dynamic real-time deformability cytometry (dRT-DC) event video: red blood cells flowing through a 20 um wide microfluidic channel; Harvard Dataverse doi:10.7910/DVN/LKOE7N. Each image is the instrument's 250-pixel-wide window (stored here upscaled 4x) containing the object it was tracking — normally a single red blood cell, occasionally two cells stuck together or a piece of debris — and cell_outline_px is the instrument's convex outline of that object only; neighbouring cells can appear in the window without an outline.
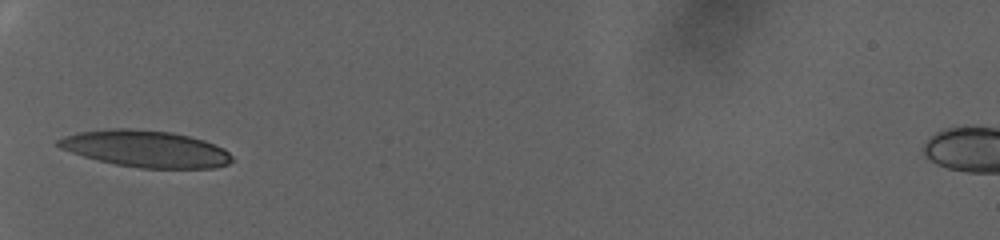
{"species": "human", "species_latin": "Homo sapiens", "temperature_condition": "warm", "stored_images_in_passage": 50, "camera_frame_rate_fps": 3000, "um_per_image_px": 0.085, "donor": {"sex": "female"}, "frame": {"image": 1, "passage_image": 1, "time_ms": 0.0, "image_size_px": [1000, 240], "cell_outline_px": [[236, 160], [228, 164], [212, 168], [140, 168], [116, 164], [84, 156], [60, 148], [56, 144], [56, 140], [64, 136], [76, 132], [112, 128], [128, 128], [172, 132], [204, 140], [224, 148]], "centroid_in_image_um": [12.4, 12.64], "position_along_channel_um": 72.6, "area_um2": 37.17}}
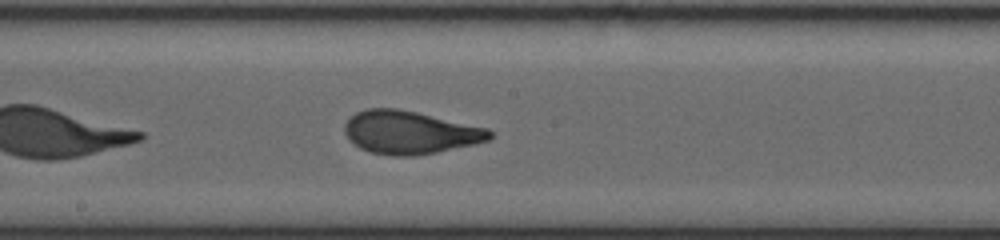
{"frame": {"image": 2, "passage_image": 18, "time_ms": 5.667, "image_size_px": [1000, 240], "cell_outline_px": [[492, 136], [488, 140], [476, 144], [416, 156], [392, 156], [372, 152], [360, 148], [352, 144], [348, 140], [344, 132], [344, 124], [348, 116], [356, 112], [368, 108], [396, 108], [416, 112], [488, 128], [492, 132]], "centroid_in_image_um": [34.79, 11.26], "position_along_channel_um": 213.4, "area_um2": 36.59}}
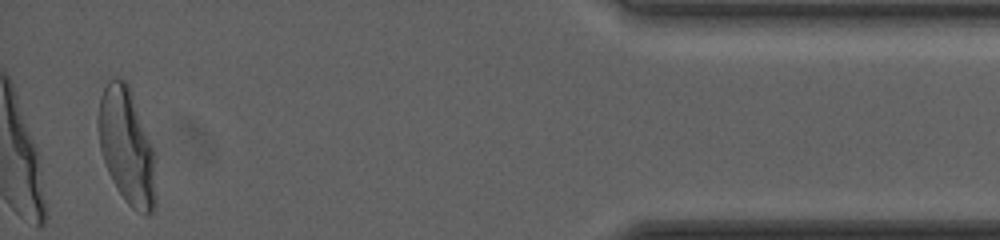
{"frame": {"image": 3, "passage_image": 48, "time_ms": 15.667, "image_size_px": [1000, 240], "cell_outline_px": [[156, 208], [152, 212], [144, 216], [132, 208], [124, 200], [112, 180], [108, 172], [100, 148], [100, 96], [108, 80], [116, 76], [124, 80], [128, 84], [152, 148], [156, 200]], "centroid_in_image_um": [10.78, 12.5], "position_along_channel_um": 424.4, "area_um2": 37.8}, "authors_computed_cell_mechanics": {"area_um2": 35.9805, "velocity_mm_per_s": 2.6246, "shape_relaxation_time_tau1_ms": 8.1961, "shape_relaxation_time_tau2_ms": null, "deformation_change_tau1": 0.2564, "deformation_change_tau2": null}}